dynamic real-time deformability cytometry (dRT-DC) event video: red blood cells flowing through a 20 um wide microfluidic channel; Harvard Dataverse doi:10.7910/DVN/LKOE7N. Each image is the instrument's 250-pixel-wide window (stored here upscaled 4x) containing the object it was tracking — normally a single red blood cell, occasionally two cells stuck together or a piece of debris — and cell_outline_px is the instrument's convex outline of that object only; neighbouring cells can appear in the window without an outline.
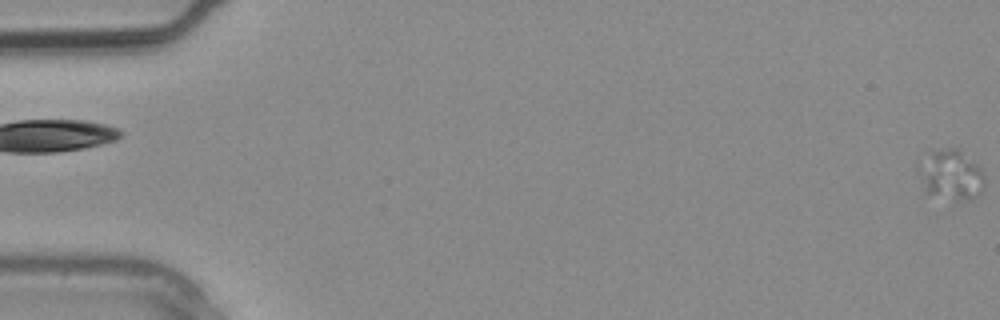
{"species": "common noctule bat (a hibernating species)", "species_latin": "Nyctalus noctula", "temperature_condition": "warm", "stored_images_in_passage": 4, "camera_frame_rate_fps": 3000, "um_per_image_px": 0.085, "animal": {"sex": "male", "body_mass_g": 20.4}, "frame": {"image": 1, "passage_image": 1, "time_ms": 0.0, "image_size_px": [1000, 320], "cell_outline_px": [[984, 188], [972, 200], [956, 200], [924, 192], [924, 164], [932, 152], [948, 148], [956, 148], [972, 160], [980, 168], [984, 176]], "centroid_in_image_um": [80.97, 14.91], "position_along_channel_um": 4.0, "area_um2": 17.98}}
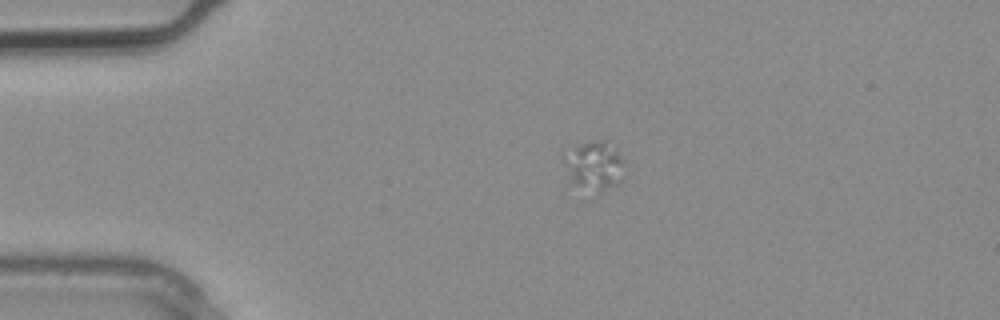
{"frame": {"image": 2, "passage_image": 3, "time_ms": 0.667, "image_size_px": [1000, 320], "cell_outline_px": [[624, 164], [620, 184], [600, 192], [572, 184], [564, 164], [576, 144], [592, 140], [604, 140], [616, 152]], "centroid_in_image_um": [50.54, 14.1], "position_along_channel_um": 34.5, "area_um2": 16.59}}